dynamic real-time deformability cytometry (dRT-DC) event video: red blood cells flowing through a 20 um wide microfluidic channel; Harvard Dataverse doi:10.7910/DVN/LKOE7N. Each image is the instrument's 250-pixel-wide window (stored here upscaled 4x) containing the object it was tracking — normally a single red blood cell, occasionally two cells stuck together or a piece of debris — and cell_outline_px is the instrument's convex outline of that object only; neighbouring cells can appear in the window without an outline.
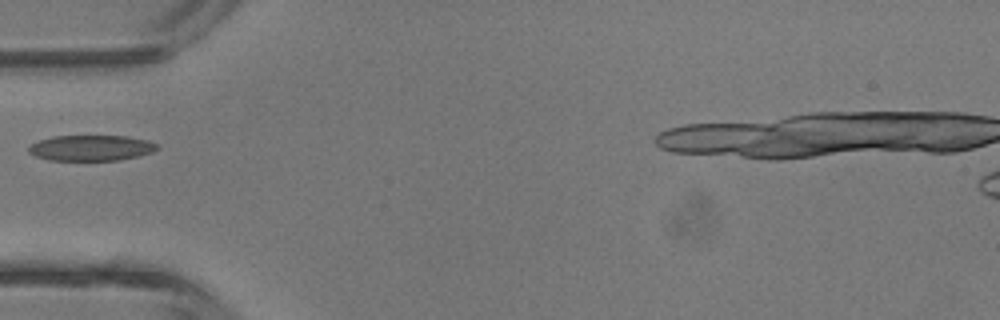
{"species": "common noctule bat (a hibernating species)", "species_latin": "Nyctalus noctula", "temperature_condition": "room temperature", "stored_images_in_passage": 4, "camera_frame_rate_fps": 3000, "um_per_image_px": 0.085, "animal": {"sex": "male", "body_mass_g": 13.3}, "frame": {"image": 1, "passage_image": 4, "time_ms": 4.333, "image_size_px": [1000, 320], "cell_outline_px": [[160, 148], [152, 152], [140, 156], [120, 160], [48, 160], [36, 156], [28, 152], [28, 148], [32, 144], [40, 140], [52, 136], [128, 136], [148, 140], [160, 144]], "centroid_in_image_um": [7.81, 12.57], "position_along_channel_um": 77.2, "area_um2": 19.36}}